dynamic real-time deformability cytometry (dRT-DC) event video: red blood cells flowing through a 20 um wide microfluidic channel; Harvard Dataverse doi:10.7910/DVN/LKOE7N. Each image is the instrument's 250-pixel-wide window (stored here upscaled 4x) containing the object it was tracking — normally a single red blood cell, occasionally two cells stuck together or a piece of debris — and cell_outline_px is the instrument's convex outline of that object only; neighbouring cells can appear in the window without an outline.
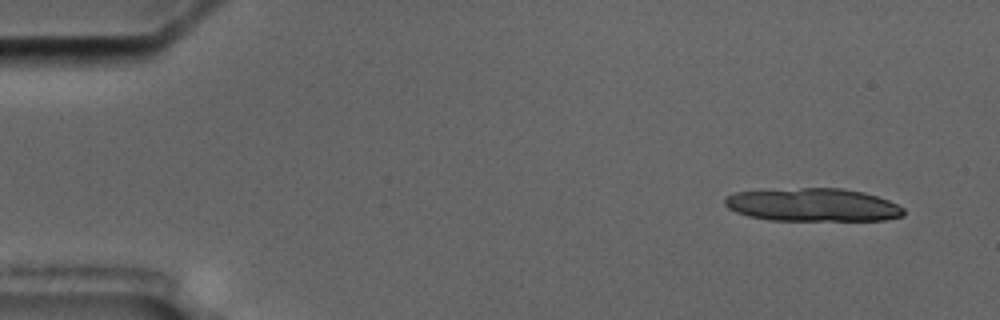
{"species": "common noctule bat (a hibernating species)", "species_latin": "Nyctalus noctula", "temperature_condition": "cold", "stored_images_in_passage": 4, "camera_frame_rate_fps": 3000, "um_per_image_px": 0.085, "animal": {"sex": "male", "body_mass_g": 17.5, "forearm_length_mm": 52.3}, "frame": {"image": 1, "passage_image": 1, "time_ms": 0.0, "image_size_px": [1000, 320], "cell_outline_px": [[904, 216], [884, 220], [768, 220], [748, 216], [736, 212], [728, 208], [724, 204], [724, 196], [736, 192], [800, 188], [840, 188], [864, 192], [888, 200], [904, 208]], "centroid_in_image_um": [69.08, 17.42], "position_along_channel_um": 15.9, "area_um2": 34.51}}